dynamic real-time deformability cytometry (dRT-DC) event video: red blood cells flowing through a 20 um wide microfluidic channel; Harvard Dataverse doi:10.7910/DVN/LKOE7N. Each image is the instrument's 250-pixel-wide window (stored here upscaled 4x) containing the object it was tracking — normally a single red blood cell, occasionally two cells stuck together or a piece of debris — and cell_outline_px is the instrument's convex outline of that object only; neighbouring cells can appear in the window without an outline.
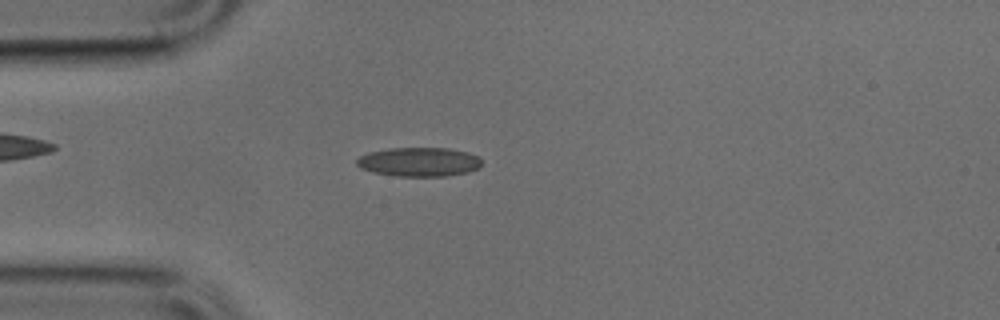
{"species": "common noctule bat (a hibernating species)", "species_latin": "Nyctalus noctula", "temperature_condition": "cold", "stored_images_in_passage": 49, "camera_frame_rate_fps": 3000, "um_per_image_px": 0.085, "animal": {"sex": "male", "body_mass_g": 17.9, "forearm_length_mm": 54.2}, "frame": {"image": 1, "passage_image": 12, "time_ms": 3.667, "image_size_px": [1000, 320], "cell_outline_px": [[480, 168], [468, 172], [444, 176], [396, 176], [372, 172], [360, 168], [356, 164], [356, 160], [360, 156], [368, 152], [388, 148], [448, 148], [468, 152], [480, 156]], "centroid_in_image_um": [35.61, 13.76], "position_along_channel_um": 49.4, "area_um2": 21.33}}
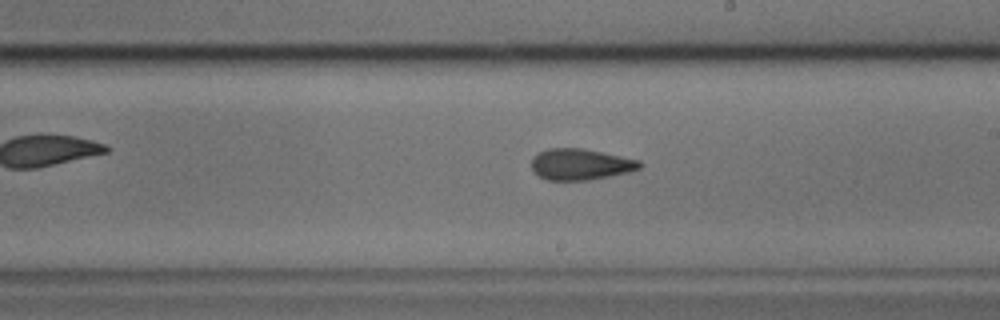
{"frame": {"image": 2, "passage_image": 27, "time_ms": 8.667, "image_size_px": [1000, 320], "cell_outline_px": [[640, 168], [628, 172], [588, 180], [548, 180], [540, 176], [532, 168], [532, 160], [540, 152], [548, 148], [580, 148], [640, 160]], "centroid_in_image_um": [49.34, 13.97], "position_along_channel_um": 239.7, "area_um2": 19.19}}
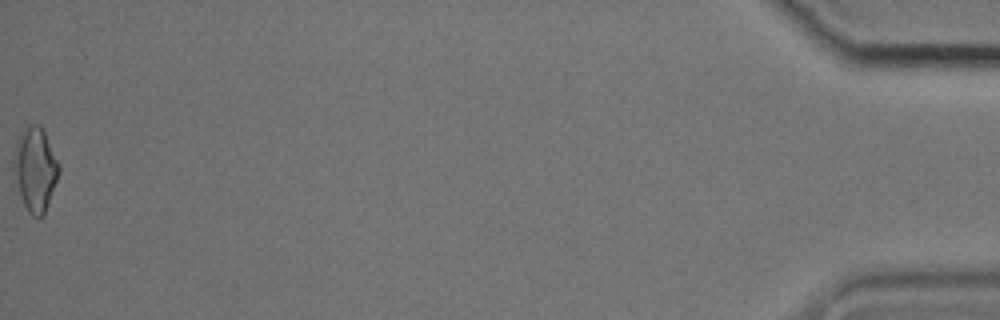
{"frame": {"image": 3, "passage_image": 49, "time_ms": 16.0, "image_size_px": [1000, 320], "cell_outline_px": [[60, 172], [44, 216], [32, 216], [28, 212], [20, 196], [12, 168], [12, 152], [16, 140], [28, 124], [40, 124], [60, 164]], "centroid_in_image_um": [2.97, 14.37], "position_along_channel_um": 432.2, "area_um2": 22.43}}